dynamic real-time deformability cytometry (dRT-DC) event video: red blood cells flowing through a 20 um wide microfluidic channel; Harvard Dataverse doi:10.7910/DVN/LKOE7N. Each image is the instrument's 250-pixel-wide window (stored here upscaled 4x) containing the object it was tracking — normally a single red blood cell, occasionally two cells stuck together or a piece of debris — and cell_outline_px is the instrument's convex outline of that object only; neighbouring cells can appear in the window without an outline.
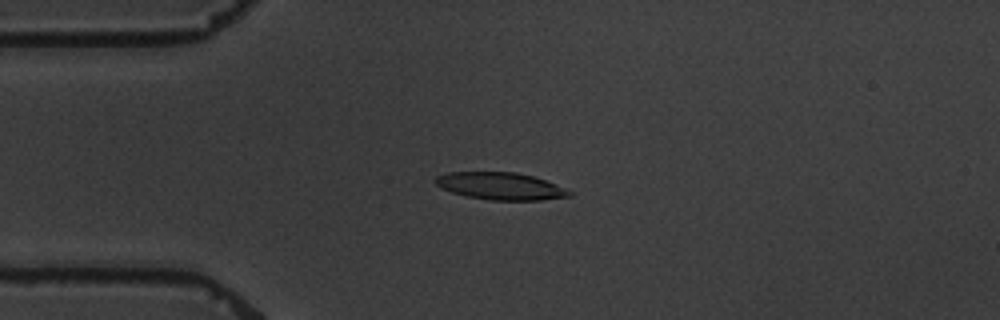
{"species": "common noctule bat (a hibernating species)", "species_latin": "Nyctalus noctula", "temperature_condition": "warm", "stored_images_in_passage": 8, "camera_frame_rate_fps": 3000, "um_per_image_px": 0.085, "animal": {"sex": "male", "body_mass_g": 19.5, "forearm_length_mm": 54.6}, "frame": {"image": 1, "passage_image": 2, "time_ms": 2.0, "image_size_px": [1000, 320], "cell_outline_px": [[572, 196], [540, 200], [488, 200], [464, 196], [452, 192], [436, 184], [436, 176], [448, 172], [516, 172], [532, 176], [556, 184], [572, 192]], "centroid_in_image_um": [42.55, 15.82], "position_along_channel_um": 42.4, "area_um2": 21.15}}
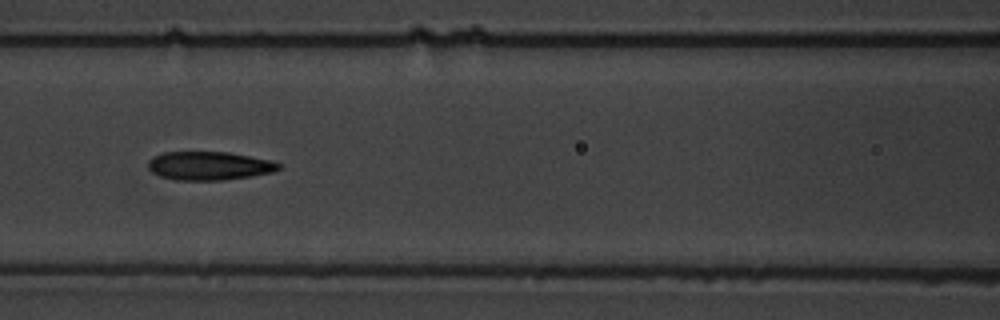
{"frame": {"image": 2, "passage_image": 5, "time_ms": 5.667, "image_size_px": [1000, 320], "cell_outline_px": [[280, 168], [272, 172], [224, 180], [176, 180], [160, 176], [152, 172], [148, 168], [148, 160], [152, 156], [164, 152], [228, 152], [272, 160], [280, 164]], "centroid_in_image_um": [17.74, 14.08], "position_along_channel_um": 148.9, "area_um2": 21.68}}
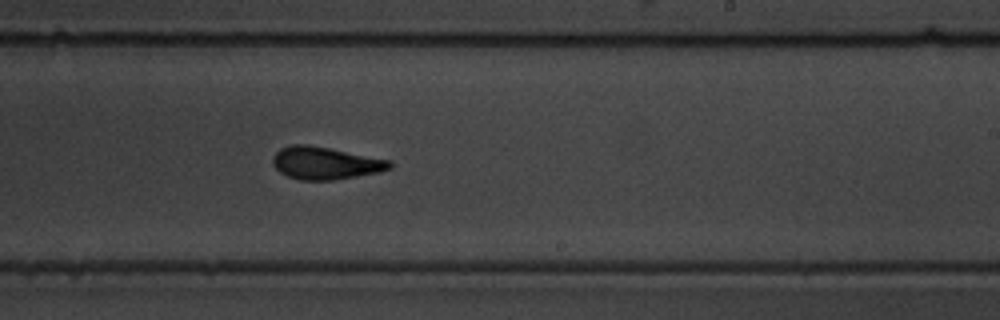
{"frame": {"image": 3, "passage_image": 8, "time_ms": 9.0, "image_size_px": [1000, 320], "cell_outline_px": [[392, 168], [380, 172], [332, 180], [300, 180], [288, 176], [280, 172], [272, 164], [272, 156], [280, 148], [292, 144], [308, 144], [392, 160]], "centroid_in_image_um": [27.65, 13.85], "position_along_channel_um": 261.4, "area_um2": 22.25}}